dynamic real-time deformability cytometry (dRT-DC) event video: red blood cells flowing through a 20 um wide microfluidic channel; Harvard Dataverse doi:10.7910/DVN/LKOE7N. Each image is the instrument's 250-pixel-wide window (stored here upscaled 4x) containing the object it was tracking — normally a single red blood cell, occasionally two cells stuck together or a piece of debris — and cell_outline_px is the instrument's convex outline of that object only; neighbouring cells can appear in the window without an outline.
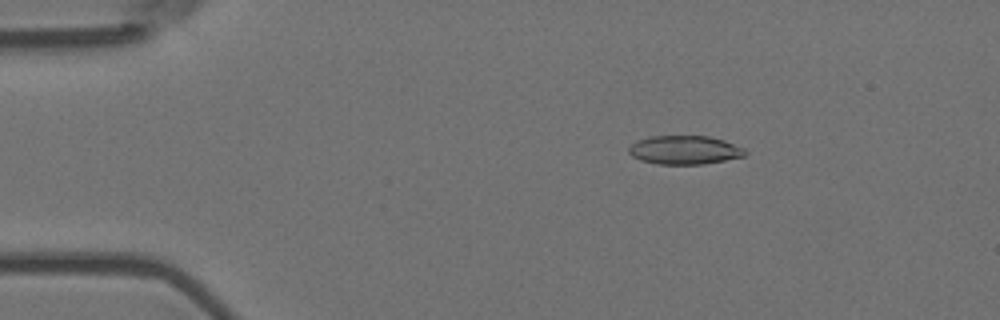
{"species": "Egyptian fruit bat (a non-hibernating species)", "species_latin": "Rousettus aegyptiacus", "temperature_condition": "room temperature", "stored_images_in_passage": 55, "camera_frame_rate_fps": 3000, "um_per_image_px": 0.085, "animal": {"sex": "female"}, "frame": {"image": 1, "passage_image": 9, "time_ms": 2.667, "image_size_px": [1000, 320], "cell_outline_px": [[748, 152], [744, 156], [704, 164], [656, 164], [640, 160], [632, 156], [628, 152], [628, 148], [636, 140], [648, 136], [708, 136], [724, 140], [744, 148]], "centroid_in_image_um": [58.16, 12.74], "position_along_channel_um": 26.8, "area_um2": 19.54}}
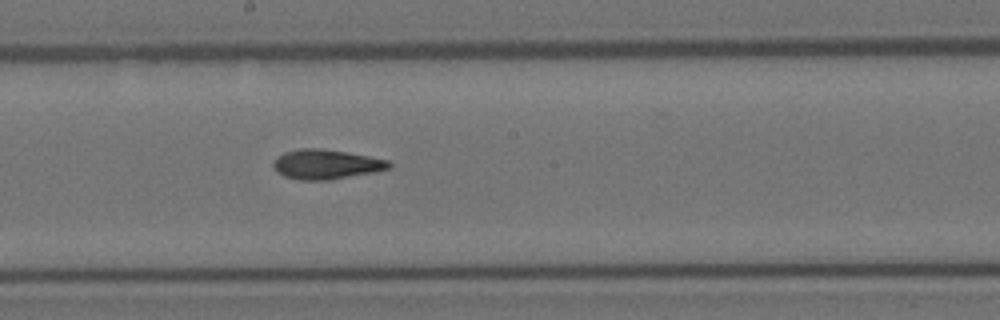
{"frame": {"image": 2, "passage_image": 30, "time_ms": 9.667, "image_size_px": [1000, 320], "cell_outline_px": [[392, 168], [372, 172], [328, 180], [300, 180], [284, 176], [276, 172], [272, 164], [276, 156], [284, 152], [300, 148], [320, 148], [348, 152], [388, 160], [392, 164]], "centroid_in_image_um": [27.69, 13.96], "position_along_channel_um": 220.5, "area_um2": 20.06}}
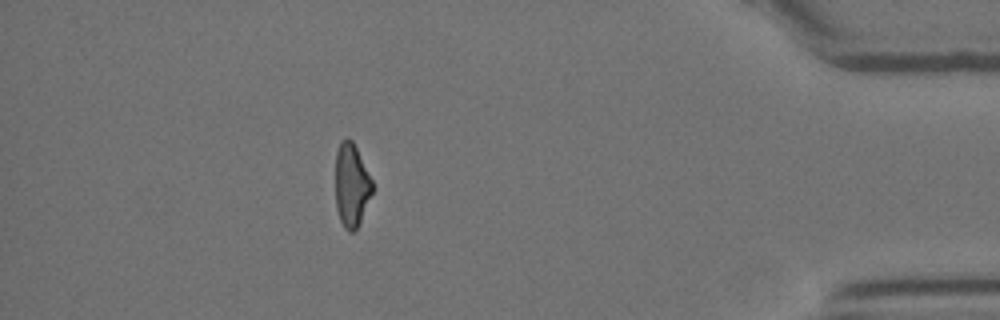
{"frame": {"image": 3, "passage_image": 49, "time_ms": 16.0, "image_size_px": [1000, 320], "cell_outline_px": [[372, 192], [360, 220], [356, 228], [352, 232], [348, 232], [344, 228], [340, 220], [336, 208], [336, 152], [340, 140], [348, 136], [352, 140], [372, 180]], "centroid_in_image_um": [29.85, 15.71], "position_along_channel_um": 405.3, "area_um2": 17.69}, "authors_computed_cell_mechanics": {"area_um2": 19.5364, "velocity_mm_per_s": 3.6687, "shape_relaxation_time_tau1_ms": null, "shape_relaxation_time_tau2_ms": 3.9447, "deformation_change_tau1": null, "deformation_change_tau2": 0.1285}}